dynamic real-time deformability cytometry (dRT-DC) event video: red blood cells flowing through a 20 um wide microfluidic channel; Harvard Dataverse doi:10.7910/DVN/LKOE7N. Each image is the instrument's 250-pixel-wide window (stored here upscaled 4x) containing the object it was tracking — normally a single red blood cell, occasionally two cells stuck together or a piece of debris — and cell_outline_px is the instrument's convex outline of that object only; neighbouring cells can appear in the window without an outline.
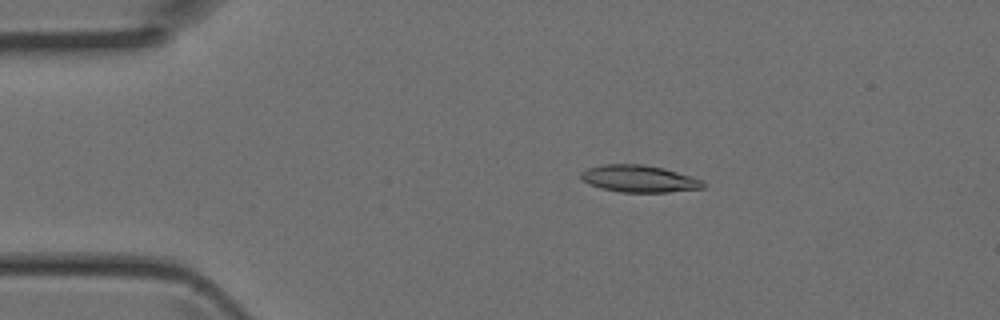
{"species": "Egyptian fruit bat (a non-hibernating species)", "species_latin": "Rousettus aegyptiacus", "temperature_condition": "room temperature", "stored_images_in_passage": 44, "camera_frame_rate_fps": 3000, "um_per_image_px": 0.085, "animal": {"sex": "female"}, "frame": {"image": 1, "passage_image": 8, "time_ms": 2.333, "image_size_px": [1000, 320], "cell_outline_px": [[704, 188], [668, 192], [620, 192], [588, 184], [580, 176], [580, 172], [588, 168], [604, 164], [640, 164], [664, 168], [704, 180]], "centroid_in_image_um": [54.34, 15.19], "position_along_channel_um": 30.7, "area_um2": 19.13}}
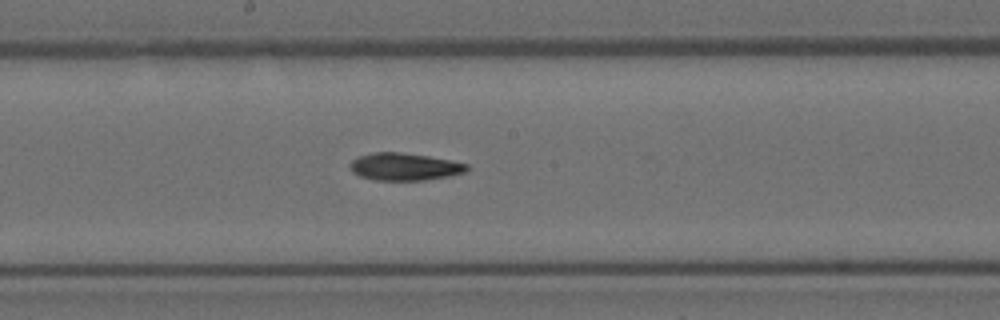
{"frame": {"image": 2, "passage_image": 23, "time_ms": 7.333, "image_size_px": [1000, 320], "cell_outline_px": [[468, 168], [464, 172], [448, 176], [424, 180], [376, 180], [360, 176], [352, 172], [348, 168], [348, 164], [352, 160], [360, 156], [376, 152], [400, 152], [428, 156], [468, 164]], "centroid_in_image_um": [34.33, 14.17], "position_along_channel_um": 213.9, "area_um2": 18.5}}
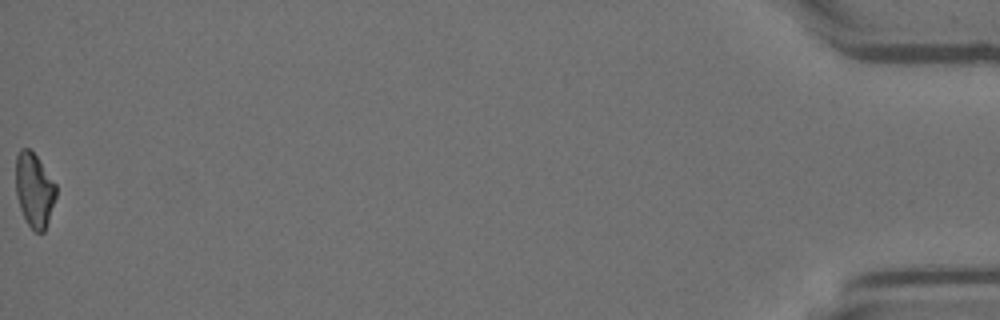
{"frame": {"image": 3, "passage_image": 44, "time_ms": 14.333, "image_size_px": [1000, 320], "cell_outline_px": [[56, 196], [44, 232], [36, 232], [28, 224], [20, 208], [16, 196], [16, 156], [20, 148], [28, 148], [36, 156], [56, 184]], "centroid_in_image_um": [2.9, 16.14], "position_along_channel_um": 432.3, "area_um2": 17.17}}